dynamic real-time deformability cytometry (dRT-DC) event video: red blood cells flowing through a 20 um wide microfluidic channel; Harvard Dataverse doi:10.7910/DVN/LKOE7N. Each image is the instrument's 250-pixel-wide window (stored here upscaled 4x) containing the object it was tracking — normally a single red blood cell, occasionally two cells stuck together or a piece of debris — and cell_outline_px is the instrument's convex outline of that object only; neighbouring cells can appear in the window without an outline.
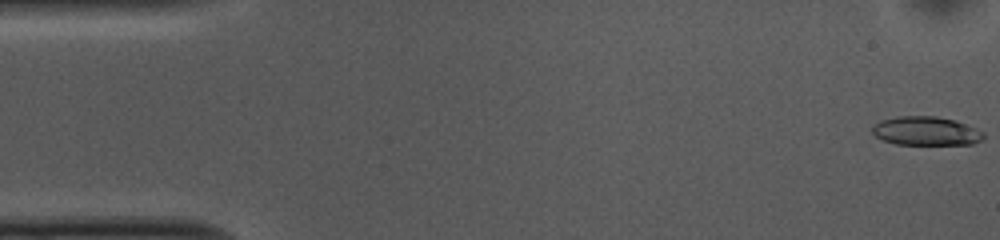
{"species": "common noctule bat (a hibernating species)", "species_latin": "Nyctalus noctula", "temperature_condition": "cold", "stored_images_in_passage": 53, "camera_frame_rate_fps": 3000, "um_per_image_px": 0.085, "animal": {"sex": "female", "body_mass_g": 10.0, "forearm_length_mm": 53.1}, "frame": {"image": 1, "passage_image": 1, "time_ms": 0.0, "image_size_px": [1000, 240], "cell_outline_px": [[984, 140], [972, 144], [896, 144], [884, 140], [876, 136], [872, 132], [872, 128], [880, 120], [900, 116], [936, 116], [952, 120], [964, 124], [984, 132]], "centroid_in_image_um": [78.72, 11.14], "position_along_channel_um": 6.3, "area_um2": 18.44}}
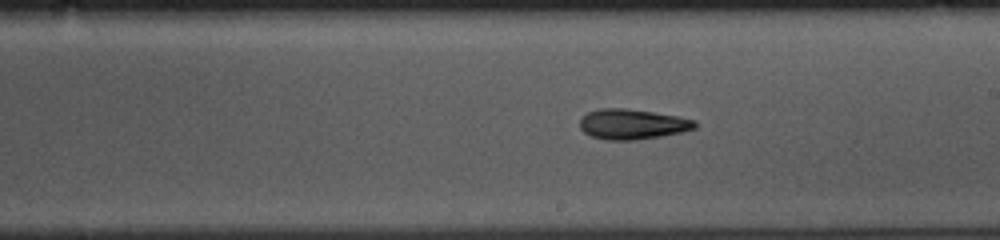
{"frame": {"image": 2, "passage_image": 29, "time_ms": 9.333, "image_size_px": [1000, 240], "cell_outline_px": [[696, 128], [680, 132], [660, 136], [636, 140], [604, 140], [588, 136], [580, 128], [580, 116], [588, 112], [600, 108], [624, 108], [680, 116], [696, 120]], "centroid_in_image_um": [53.71, 10.55], "position_along_channel_um": 235.3, "area_um2": 20.46}}
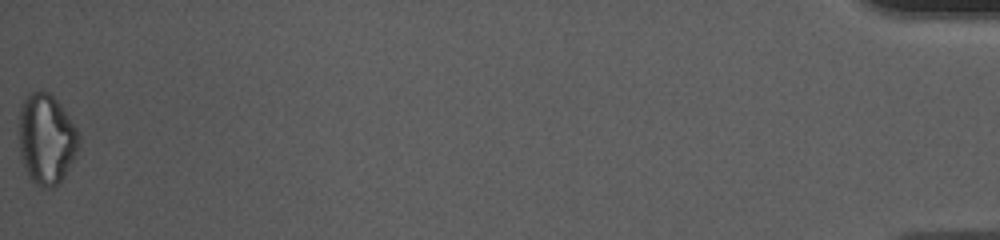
{"frame": {"image": 3, "passage_image": 53, "time_ms": 17.333, "image_size_px": [1000, 240], "cell_outline_px": [[80, 144], [64, 176], [52, 188], [44, 188], [36, 184], [28, 176], [20, 160], [20, 108], [28, 92], [48, 92], [60, 104], [80, 132]], "centroid_in_image_um": [3.94, 11.83], "position_along_channel_um": 431.3, "area_um2": 31.39}, "authors_computed_cell_mechanics": {"area_um2": 20.1144, "velocity_mm_per_s": 3.754, "shape_relaxation_time_tau1_ms": 5.2485, "shape_relaxation_time_tau2_ms": 10.1037, "deformation_change_tau1": 0.151, "deformation_change_tau2": 0.2406}}